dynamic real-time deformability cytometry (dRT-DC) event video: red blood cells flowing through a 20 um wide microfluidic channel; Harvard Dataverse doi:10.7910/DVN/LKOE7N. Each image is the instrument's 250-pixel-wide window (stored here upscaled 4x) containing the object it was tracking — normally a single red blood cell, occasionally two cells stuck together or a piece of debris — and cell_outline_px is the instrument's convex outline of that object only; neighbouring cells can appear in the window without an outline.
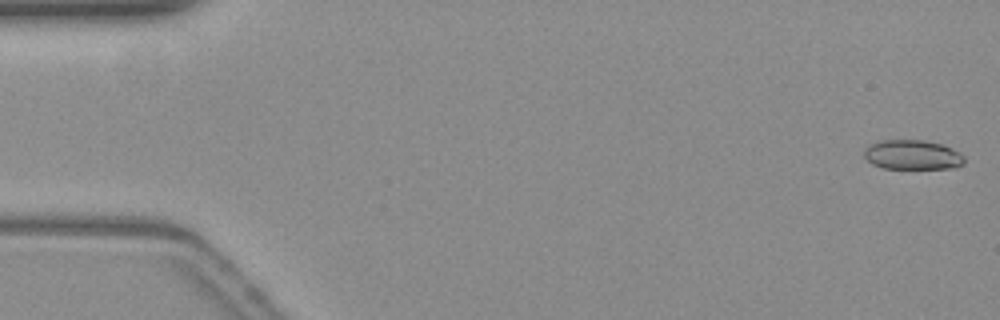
{"species": "common noctule bat (a hibernating species)", "species_latin": "Nyctalus noctula", "temperature_condition": "warm", "stored_images_in_passage": 54, "camera_frame_rate_fps": 3000, "um_per_image_px": 0.085, "animal": {"sex": "female", "body_mass_g": 19.3, "forearm_length_mm": 54.1}, "frame": {"image": 1, "passage_image": 1, "time_ms": 0.0, "image_size_px": [1000, 320], "cell_outline_px": [[964, 164], [956, 168], [880, 168], [872, 164], [864, 156], [864, 148], [880, 140], [924, 140], [940, 144], [952, 148], [960, 152], [964, 156]], "centroid_in_image_um": [77.57, 13.16], "position_along_channel_um": 7.4, "area_um2": 17.34}}
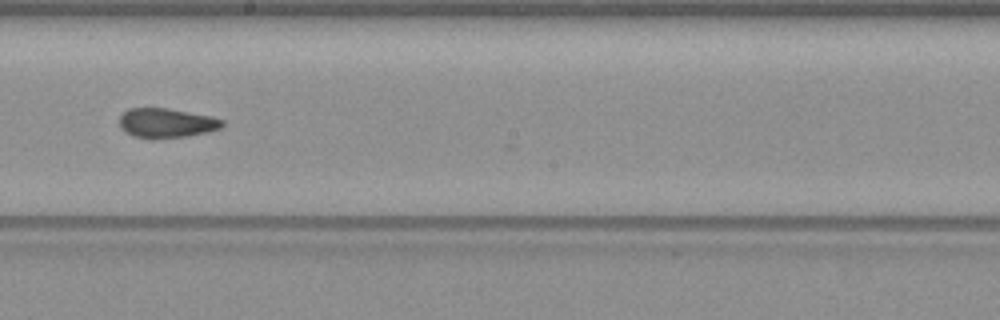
{"frame": {"image": 2, "passage_image": 30, "time_ms": 9.667, "image_size_px": [1000, 320], "cell_outline_px": [[224, 124], [220, 128], [208, 132], [188, 136], [152, 140], [132, 136], [124, 132], [120, 128], [120, 116], [128, 108], [168, 108], [212, 116], [224, 120]], "centroid_in_image_um": [14.13, 10.47], "position_along_channel_um": 234.1, "area_um2": 18.09}}
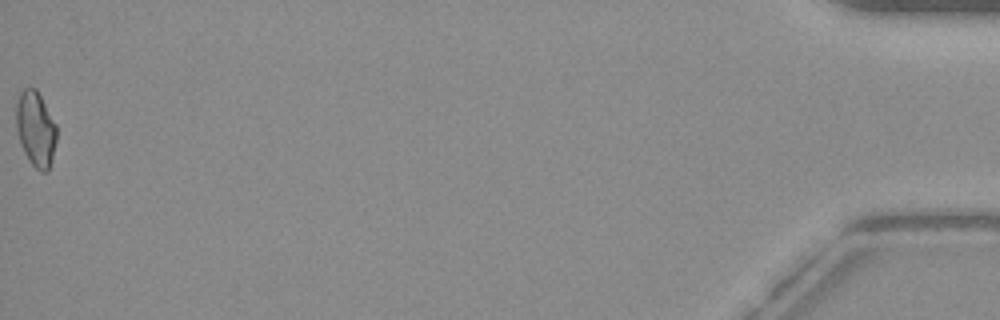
{"frame": {"image": 3, "passage_image": 54, "time_ms": 17.667, "image_size_px": [1000, 320], "cell_outline_px": [[56, 140], [48, 172], [40, 172], [28, 160], [24, 152], [16, 128], [16, 104], [20, 92], [24, 88], [36, 88], [56, 124]], "centroid_in_image_um": [3.02, 10.95], "position_along_channel_um": 432.2, "area_um2": 17.57}, "authors_computed_cell_mechanics": {"area_um2": 17.629, "velocity_mm_per_s": 3.8303, "shape_relaxation_time_tau1_ms": 9.7157, "shape_relaxation_time_tau2_ms": 1.9761, "deformation_change_tau1": 0.2114, "deformation_change_tau2": 0.0904}}